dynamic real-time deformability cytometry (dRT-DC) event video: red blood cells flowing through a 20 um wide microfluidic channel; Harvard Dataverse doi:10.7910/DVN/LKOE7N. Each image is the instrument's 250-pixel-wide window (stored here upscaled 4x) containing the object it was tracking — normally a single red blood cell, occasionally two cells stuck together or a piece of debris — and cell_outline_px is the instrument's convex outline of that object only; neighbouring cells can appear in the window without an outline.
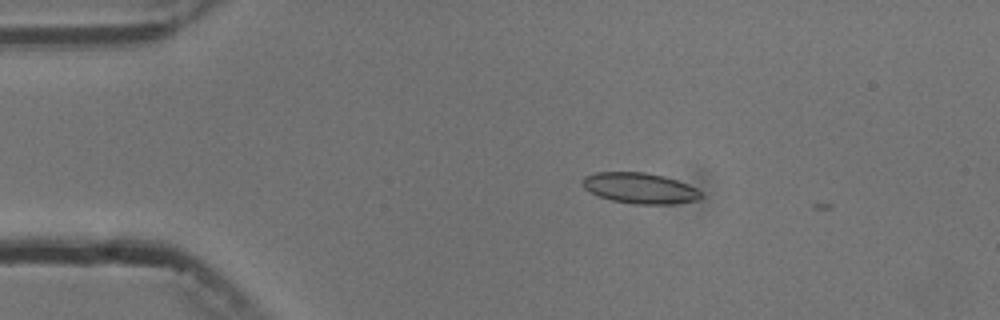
{"species": "common noctule bat (a hibernating species)", "species_latin": "Nyctalus noctula", "temperature_condition": "cold", "stored_images_in_passage": 6, "camera_frame_rate_fps": 3000, "um_per_image_px": 0.085, "animal": {"sex": "male", "body_mass_g": 13.3}, "frame": {"image": 1, "passage_image": 3, "time_ms": 2.333, "image_size_px": [1000, 320], "cell_outline_px": [[704, 196], [696, 200], [672, 204], [632, 204], [612, 200], [600, 196], [584, 188], [580, 184], [584, 176], [596, 172], [644, 172], [664, 176], [688, 184], [696, 188]], "centroid_in_image_um": [54.38, 15.99], "position_along_channel_um": 30.6, "area_um2": 21.21}}
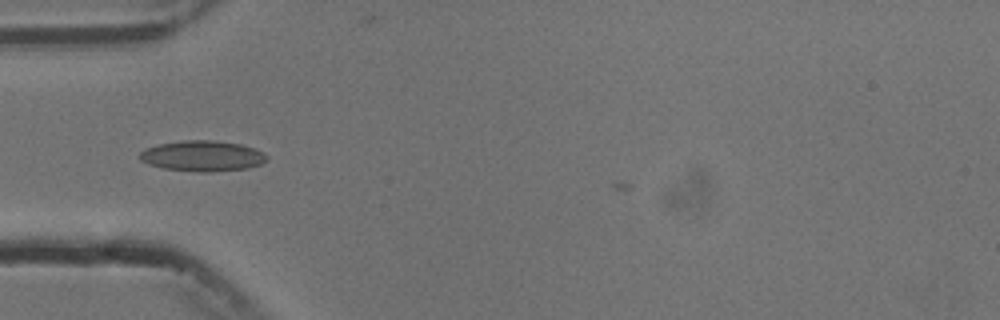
{"frame": {"image": 2, "passage_image": 5, "time_ms": 4.667, "image_size_px": [1000, 320], "cell_outline_px": [[268, 160], [260, 164], [248, 168], [208, 172], [196, 172], [164, 168], [148, 164], [140, 160], [140, 152], [144, 148], [160, 144], [184, 140], [212, 140], [240, 144], [264, 152], [268, 156]], "centroid_in_image_um": [17.21, 13.26], "position_along_channel_um": 67.8, "area_um2": 22.66}}
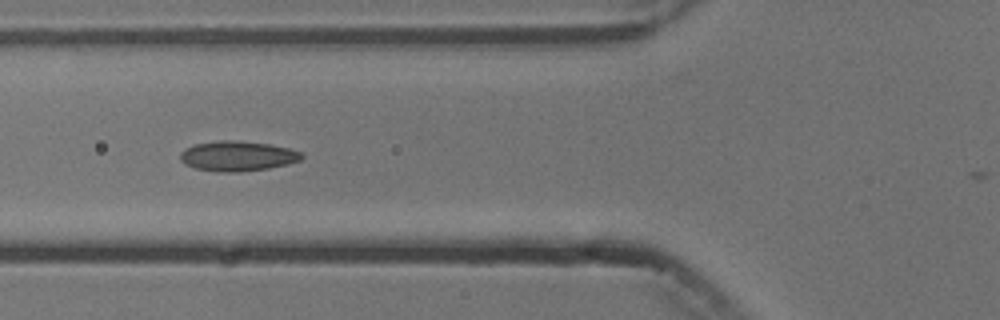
{"frame": {"image": 3, "passage_image": 6, "time_ms": 5.667, "image_size_px": [1000, 320], "cell_outline_px": [[304, 156], [300, 160], [288, 164], [268, 168], [240, 172], [216, 172], [196, 168], [184, 164], [180, 160], [180, 152], [196, 144], [220, 140], [236, 140], [272, 144], [288, 148], [300, 152]], "centroid_in_image_um": [20.19, 13.26], "position_along_channel_um": 105.6, "area_um2": 21.27}}